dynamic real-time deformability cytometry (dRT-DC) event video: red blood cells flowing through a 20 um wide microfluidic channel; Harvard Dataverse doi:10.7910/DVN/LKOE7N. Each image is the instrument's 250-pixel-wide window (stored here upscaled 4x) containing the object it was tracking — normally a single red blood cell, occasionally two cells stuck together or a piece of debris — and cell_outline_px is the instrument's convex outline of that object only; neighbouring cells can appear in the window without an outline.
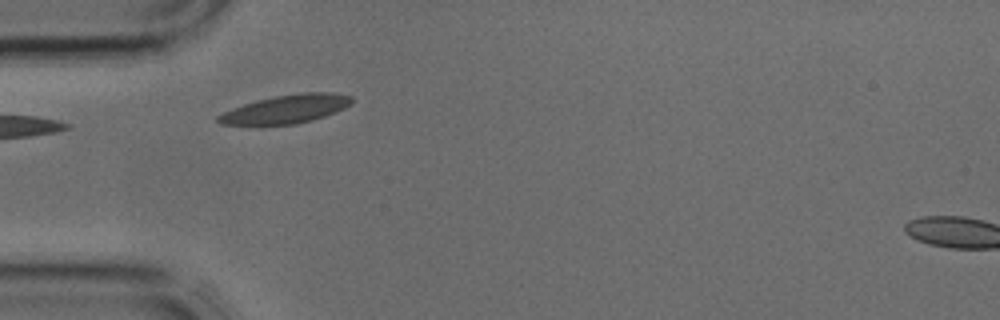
{"species": "common noctule bat (a hibernating species)", "species_latin": "Nyctalus noctula", "temperature_condition": "cold", "stored_images_in_passage": 2, "camera_frame_rate_fps": 3000, "um_per_image_px": 0.085, "animal": {"sex": "male", "body_mass_g": 17.9, "forearm_length_mm": 54.2}, "frame": {"image": 1, "passage_image": 2, "time_ms": 0.333, "image_size_px": [1000, 320], "cell_outline_px": [[352, 100], [344, 108], [336, 112], [312, 120], [296, 124], [260, 128], [220, 124], [216, 120], [216, 116], [224, 112], [244, 104], [276, 96], [304, 92], [332, 92], [352, 96]], "centroid_in_image_um": [24.23, 9.33], "position_along_channel_um": 60.8, "area_um2": 22.77}}